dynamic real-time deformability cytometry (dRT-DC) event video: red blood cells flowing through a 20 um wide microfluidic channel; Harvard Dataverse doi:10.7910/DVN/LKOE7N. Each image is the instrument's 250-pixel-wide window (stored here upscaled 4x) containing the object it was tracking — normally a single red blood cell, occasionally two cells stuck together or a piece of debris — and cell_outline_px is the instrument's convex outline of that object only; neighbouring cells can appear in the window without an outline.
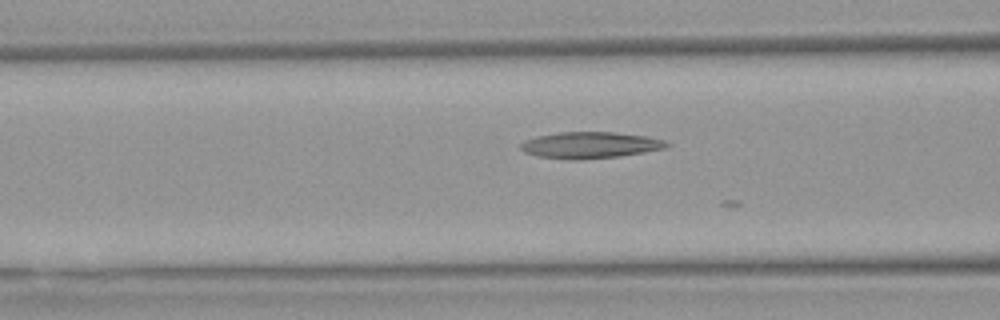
{"species": "Egyptian fruit bat (a non-hibernating species)", "species_latin": "Rousettus aegyptiacus", "temperature_condition": "warm", "stored_images_in_passage": 24, "camera_frame_rate_fps": 3000, "um_per_image_px": 0.085, "animal": {"sex": "female"}, "frame": {"image": 1, "passage_image": 21, "time_ms": 6.667, "image_size_px": [1000, 320], "cell_outline_px": [[672, 144], [664, 148], [644, 152], [620, 156], [580, 160], [568, 160], [536, 156], [524, 152], [520, 148], [520, 144], [524, 140], [536, 136], [560, 132], [612, 132], [648, 136], [664, 140]], "centroid_in_image_um": [50.13, 12.34], "position_along_channel_um": 116.5, "area_um2": 22.66}}